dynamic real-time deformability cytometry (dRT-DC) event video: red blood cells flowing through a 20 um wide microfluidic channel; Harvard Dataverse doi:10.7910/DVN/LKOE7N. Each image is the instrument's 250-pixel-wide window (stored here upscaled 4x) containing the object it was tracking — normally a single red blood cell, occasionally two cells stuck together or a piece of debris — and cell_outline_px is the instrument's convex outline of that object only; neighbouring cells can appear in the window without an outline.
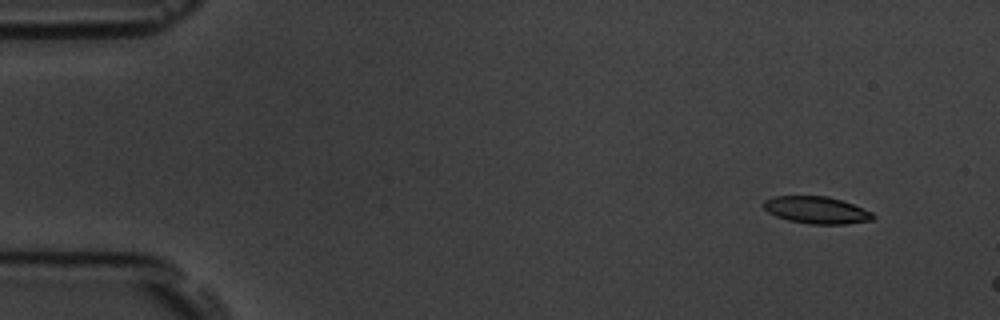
{"species": "common noctule bat (a hibernating species)", "species_latin": "Nyctalus noctula", "temperature_condition": "room temperature", "stored_images_in_passage": 4, "camera_frame_rate_fps": 3000, "um_per_image_px": 0.085, "animal": {"sex": "male", "body_mass_g": 19.5, "forearm_length_mm": 54.6}, "frame": {"image": 1, "passage_image": 2, "time_ms": 0.333, "image_size_px": [1000, 320], "cell_outline_px": [[876, 216], [872, 220], [844, 224], [812, 224], [788, 220], [776, 216], [768, 212], [760, 204], [764, 200], [772, 196], [828, 196], [852, 204], [872, 212]], "centroid_in_image_um": [69.36, 17.85], "position_along_channel_um": 15.6, "area_um2": 17.28}}